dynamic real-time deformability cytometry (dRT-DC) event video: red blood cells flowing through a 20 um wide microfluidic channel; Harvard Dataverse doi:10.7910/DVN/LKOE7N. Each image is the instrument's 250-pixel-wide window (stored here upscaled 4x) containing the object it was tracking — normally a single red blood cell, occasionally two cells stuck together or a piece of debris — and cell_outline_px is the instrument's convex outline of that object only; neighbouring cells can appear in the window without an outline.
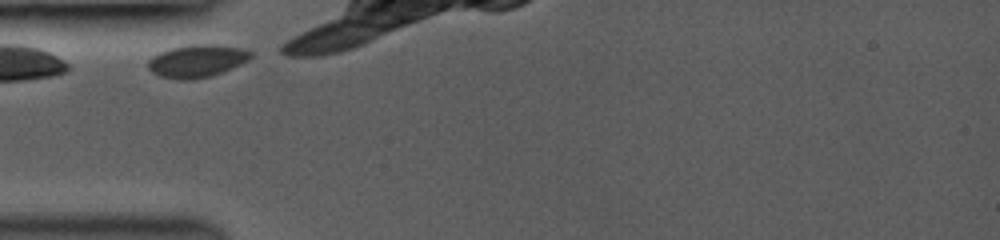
{"species": "common noctule bat (a hibernating species)", "species_latin": "Nyctalus noctula", "temperature_condition": "room temperature", "stored_images_in_passage": 10, "camera_frame_rate_fps": 3000, "um_per_image_px": 0.085, "animal": {"sex": "female", "body_mass_g": 19.0, "forearm_length_mm": 53.3}, "frame": {"image": 1, "passage_image": 1, "time_ms": 0.0, "image_size_px": [1000, 240], "cell_outline_px": [[252, 56], [248, 60], [240, 64], [212, 76], [192, 80], [180, 80], [160, 76], [152, 72], [148, 68], [148, 60], [152, 56], [160, 52], [172, 48], [192, 44], [216, 44], [240, 48], [252, 52]], "centroid_in_image_um": [16.72, 5.19], "position_along_channel_um": 68.3, "area_um2": 19.48}}